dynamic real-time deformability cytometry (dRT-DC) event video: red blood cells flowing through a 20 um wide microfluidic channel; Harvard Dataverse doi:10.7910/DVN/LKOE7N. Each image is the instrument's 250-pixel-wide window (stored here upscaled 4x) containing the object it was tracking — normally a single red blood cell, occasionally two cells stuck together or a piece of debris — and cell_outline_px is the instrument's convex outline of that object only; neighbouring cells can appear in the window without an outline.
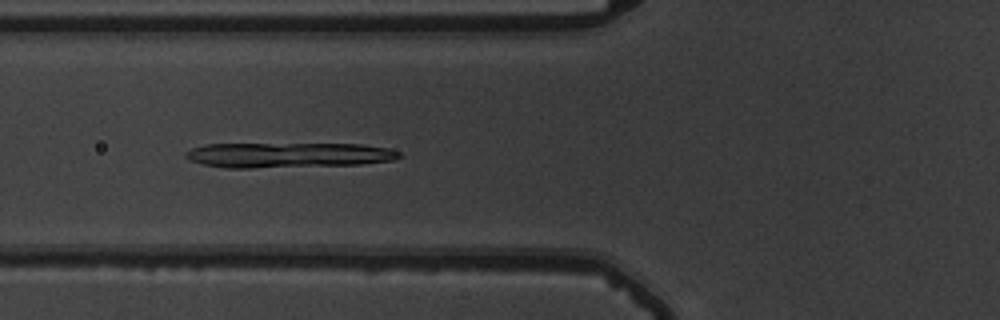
{"species": "common noctule bat (a hibernating species)", "species_latin": "Nyctalus noctula", "temperature_condition": "warm", "stored_images_in_passage": 42, "camera_frame_rate_fps": 3000, "um_per_image_px": 0.085, "animal": {"sex": "male", "body_mass_g": 19.5, "forearm_length_mm": 54.6}, "frame": {"image": 1, "passage_image": 13, "time_ms": 4.0, "image_size_px": [1000, 320], "cell_outline_px": [[400, 156], [392, 160], [360, 164], [252, 168], [224, 168], [204, 164], [188, 160], [184, 156], [184, 152], [192, 148], [204, 144], [360, 144], [388, 148], [400, 152]], "centroid_in_image_um": [24.43, 13.18], "position_along_channel_um": 101.4, "area_um2": 31.21}}
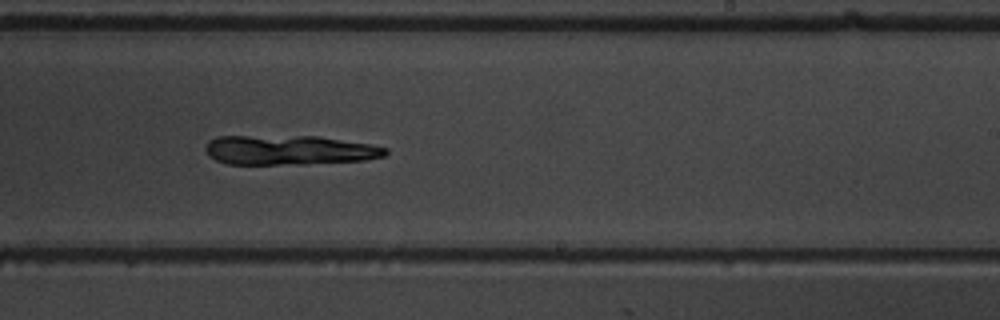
{"frame": {"image": 2, "passage_image": 26, "time_ms": 8.333, "image_size_px": [1000, 320], "cell_outline_px": [[388, 152], [384, 156], [364, 160], [304, 164], [228, 164], [216, 160], [208, 156], [204, 148], [208, 140], [216, 136], [316, 136], [372, 144], [388, 148]], "centroid_in_image_um": [24.55, 12.75], "position_along_channel_um": 264.4, "area_um2": 31.21}}
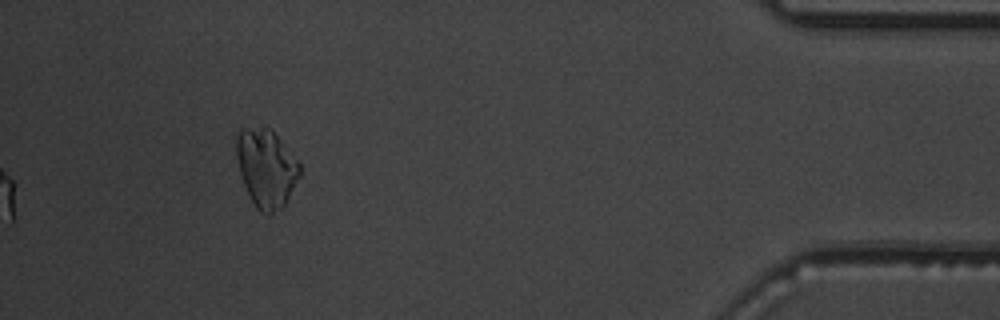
{"frame": {"image": 3, "passage_image": 42, "time_ms": 13.667, "image_size_px": [1000, 320], "cell_outline_px": [[300, 176], [284, 204], [280, 208], [268, 216], [260, 212], [256, 208], [244, 184], [240, 172], [236, 156], [232, 136], [236, 132], [244, 128], [272, 128], [300, 164]], "centroid_in_image_um": [22.59, 14.25], "position_along_channel_um": 412.6, "area_um2": 29.02}, "authors_computed_cell_mechanics": {"area_um2": 29.6803, "velocity_mm_per_s": 3.7598, "shape_relaxation_time_tau1_ms": 4.1216, "shape_relaxation_time_tau2_ms": null, "deformation_change_tau1": 0.1465, "deformation_change_tau2": null}}